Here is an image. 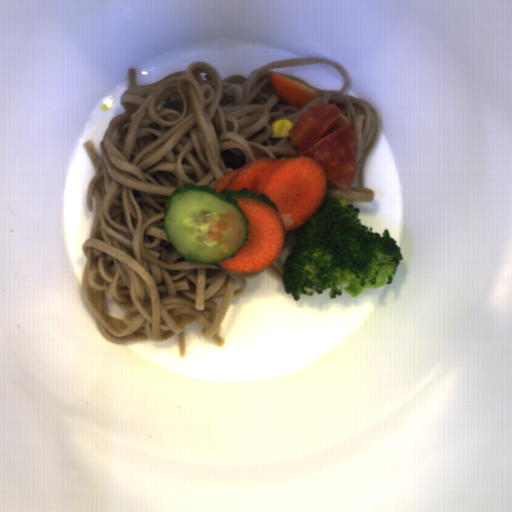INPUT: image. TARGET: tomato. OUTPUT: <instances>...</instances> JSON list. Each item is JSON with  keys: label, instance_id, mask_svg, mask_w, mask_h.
I'll use <instances>...</instances> for the list:
<instances>
[{"label": "tomato", "instance_id": "obj_1", "mask_svg": "<svg viewBox=\"0 0 512 512\" xmlns=\"http://www.w3.org/2000/svg\"><path fill=\"white\" fill-rule=\"evenodd\" d=\"M298 157H312L327 181L349 191L357 174V133L335 103L311 106L288 131Z\"/></svg>", "mask_w": 512, "mask_h": 512}]
</instances>
